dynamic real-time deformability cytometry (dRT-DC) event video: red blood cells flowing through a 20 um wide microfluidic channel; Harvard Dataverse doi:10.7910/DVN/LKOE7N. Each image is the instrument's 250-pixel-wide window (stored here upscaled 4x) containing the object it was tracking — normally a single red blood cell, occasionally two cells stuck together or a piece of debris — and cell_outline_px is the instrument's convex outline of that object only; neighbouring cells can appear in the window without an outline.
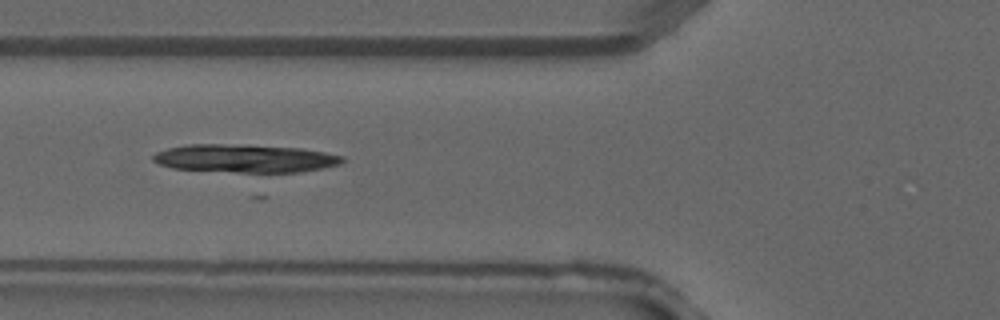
{"species": "common noctule bat (a hibernating species)", "species_latin": "Nyctalus noctula", "temperature_condition": "warm", "stored_images_in_passage": 4, "camera_frame_rate_fps": 3000, "um_per_image_px": 0.085, "animal": {"sex": "male", "forearm_length_mm": 52.5}, "frame": {"image": 1, "passage_image": 4, "time_ms": 1.0, "image_size_px": [1000, 320], "cell_outline_px": [[344, 160], [340, 164], [324, 168], [300, 172], [236, 172], [172, 168], [160, 164], [152, 160], [152, 156], [156, 152], [168, 148], [188, 144], [224, 144], [300, 148], [324, 152], [344, 156]], "centroid_in_image_um": [20.83, 13.47], "position_along_channel_um": 105.0, "area_um2": 30.81}}